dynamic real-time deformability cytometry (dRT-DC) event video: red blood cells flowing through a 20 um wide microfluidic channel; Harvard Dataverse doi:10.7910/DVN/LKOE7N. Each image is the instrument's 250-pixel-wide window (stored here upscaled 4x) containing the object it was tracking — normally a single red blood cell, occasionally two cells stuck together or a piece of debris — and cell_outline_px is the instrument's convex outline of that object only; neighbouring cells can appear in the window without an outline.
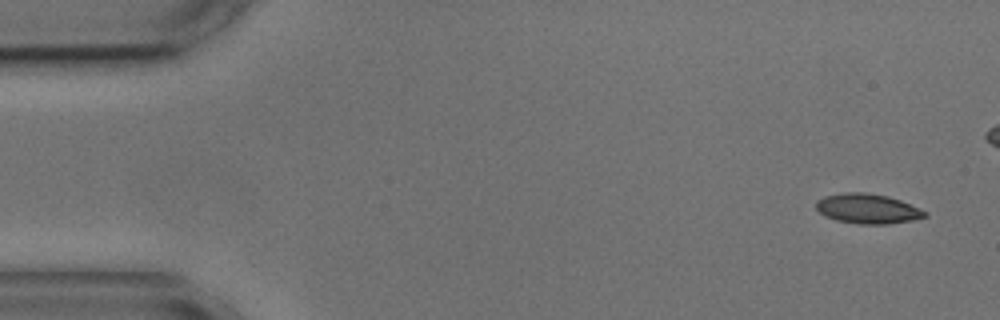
{"species": "common noctule bat (a hibernating species)", "species_latin": "Nyctalus noctula", "temperature_condition": "cold", "stored_images_in_passage": 4, "camera_frame_rate_fps": 3000, "um_per_image_px": 0.085, "animal": {"sex": "male", "body_mass_g": 17.9, "forearm_length_mm": 54.2}, "frame": {"image": 1, "passage_image": 1, "time_ms": 0.0, "image_size_px": [1000, 320], "cell_outline_px": [[928, 216], [912, 220], [888, 224], [860, 224], [836, 220], [824, 216], [816, 208], [816, 200], [824, 196], [844, 192], [864, 192], [888, 196], [900, 200], [928, 212]], "centroid_in_image_um": [73.74, 17.73], "position_along_channel_um": 11.3, "area_um2": 18.96}}
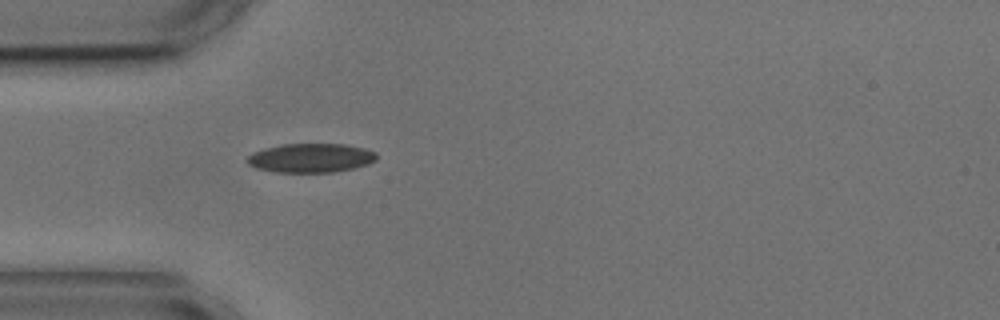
{"frame": {"image": 2, "passage_image": 4, "time_ms": 6.667, "image_size_px": [1000, 320], "cell_outline_px": [[376, 160], [368, 164], [352, 168], [332, 172], [272, 172], [256, 168], [248, 164], [244, 160], [252, 152], [264, 148], [284, 144], [344, 144], [364, 148], [376, 152]], "centroid_in_image_um": [26.37, 13.42], "position_along_channel_um": 58.6, "area_um2": 21.96}}